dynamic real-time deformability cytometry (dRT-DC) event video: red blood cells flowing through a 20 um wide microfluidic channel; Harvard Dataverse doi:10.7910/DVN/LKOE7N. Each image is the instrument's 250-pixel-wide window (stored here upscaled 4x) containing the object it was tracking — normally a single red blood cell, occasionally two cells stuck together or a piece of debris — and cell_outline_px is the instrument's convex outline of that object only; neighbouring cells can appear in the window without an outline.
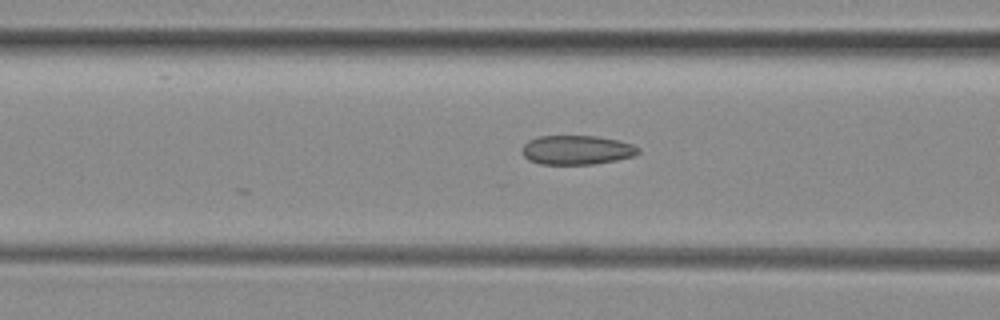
{"species": "common noctule bat (a hibernating species)", "species_latin": "Nyctalus noctula", "temperature_condition": "room temperature", "stored_images_in_passage": 24, "camera_frame_rate_fps": 3000, "um_per_image_px": 0.085, "animal": {"sex": "female", "body_mass_g": 29.2, "forearm_length_mm": 56.3}, "frame": {"image": 1, "passage_image": 20, "time_ms": 6.333, "image_size_px": [1000, 320], "cell_outline_px": [[640, 152], [636, 156], [616, 160], [592, 164], [540, 164], [528, 160], [520, 152], [520, 148], [528, 140], [540, 136], [596, 136], [620, 140], [632, 144], [640, 148]], "centroid_in_image_um": [49.02, 12.74], "position_along_channel_um": 117.6, "area_um2": 20.06}}
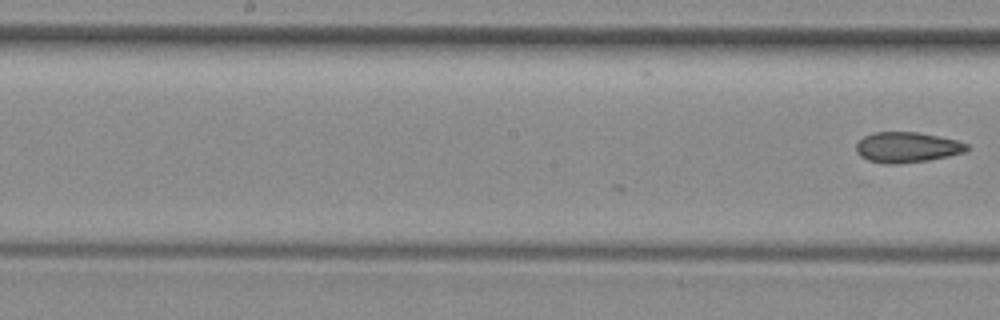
{"frame": {"image": 2, "passage_image": 24, "time_ms": 7.667, "image_size_px": [1000, 320], "cell_outline_px": [[968, 152], [928, 160], [896, 164], [884, 164], [868, 160], [860, 156], [856, 152], [856, 144], [864, 136], [872, 132], [916, 132], [940, 136], [956, 140], [968, 144]], "centroid_in_image_um": [77.1, 12.52], "position_along_channel_um": 171.1, "area_um2": 19.77}}